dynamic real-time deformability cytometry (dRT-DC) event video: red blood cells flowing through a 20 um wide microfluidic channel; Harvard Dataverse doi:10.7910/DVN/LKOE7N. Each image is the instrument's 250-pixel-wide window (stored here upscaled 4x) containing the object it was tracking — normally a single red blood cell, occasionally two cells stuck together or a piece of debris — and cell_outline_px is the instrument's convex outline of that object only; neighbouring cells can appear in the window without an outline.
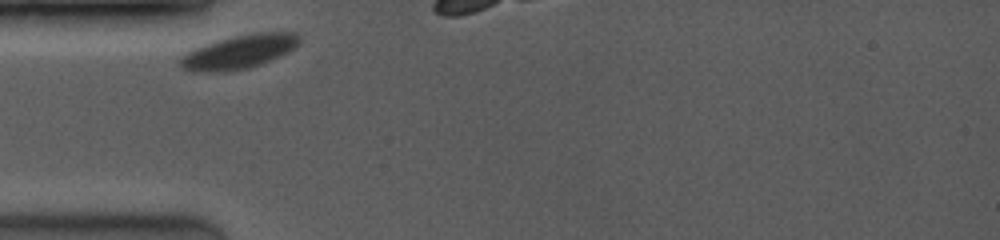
{"species": "common noctule bat (a hibernating species)", "species_latin": "Nyctalus noctula", "temperature_condition": "room temperature", "stored_images_in_passage": 5, "camera_frame_rate_fps": 3500, "um_per_image_px": 0.085, "animal": {"sex": "female", "body_mass_g": 19.0, "forearm_length_mm": 53.3}, "frame": {"image": 1, "passage_image": 1, "time_ms": 0.0, "image_size_px": [1000, 240], "cell_outline_px": [[300, 40], [296, 48], [272, 60], [248, 68], [224, 72], [192, 72], [184, 68], [180, 64], [180, 60], [188, 52], [196, 48], [220, 40], [252, 32], [296, 32], [300, 36]], "centroid_in_image_um": [20.4, 4.41], "position_along_channel_um": 64.6, "area_um2": 23.24}}